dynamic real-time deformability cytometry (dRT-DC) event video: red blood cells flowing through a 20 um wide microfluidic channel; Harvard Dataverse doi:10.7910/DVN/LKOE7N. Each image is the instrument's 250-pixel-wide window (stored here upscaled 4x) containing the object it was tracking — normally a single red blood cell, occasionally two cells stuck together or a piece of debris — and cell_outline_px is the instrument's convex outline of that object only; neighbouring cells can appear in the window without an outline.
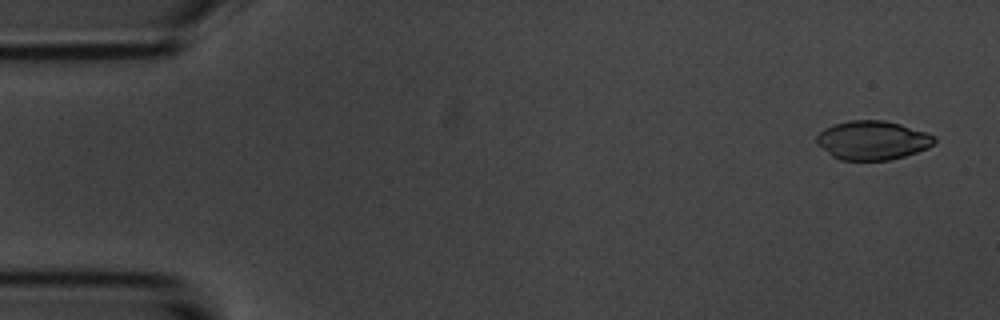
{"species": "common noctule bat (a hibernating species)", "species_latin": "Nyctalus noctula", "temperature_condition": "room temperature", "stored_images_in_passage": 3, "camera_frame_rate_fps": 3000, "um_per_image_px": 0.085, "animal": {"sex": "male", "body_mass_g": 20.1, "forearm_length_mm": 53.5}, "frame": {"image": 1, "passage_image": 1, "time_ms": 0.0, "image_size_px": [1000, 320], "cell_outline_px": [[936, 144], [928, 148], [904, 156], [888, 160], [840, 160], [832, 156], [816, 144], [816, 136], [824, 128], [848, 120], [884, 120], [900, 124], [936, 136]], "centroid_in_image_um": [74.16, 11.93], "position_along_channel_um": 10.8, "area_um2": 26.76}}